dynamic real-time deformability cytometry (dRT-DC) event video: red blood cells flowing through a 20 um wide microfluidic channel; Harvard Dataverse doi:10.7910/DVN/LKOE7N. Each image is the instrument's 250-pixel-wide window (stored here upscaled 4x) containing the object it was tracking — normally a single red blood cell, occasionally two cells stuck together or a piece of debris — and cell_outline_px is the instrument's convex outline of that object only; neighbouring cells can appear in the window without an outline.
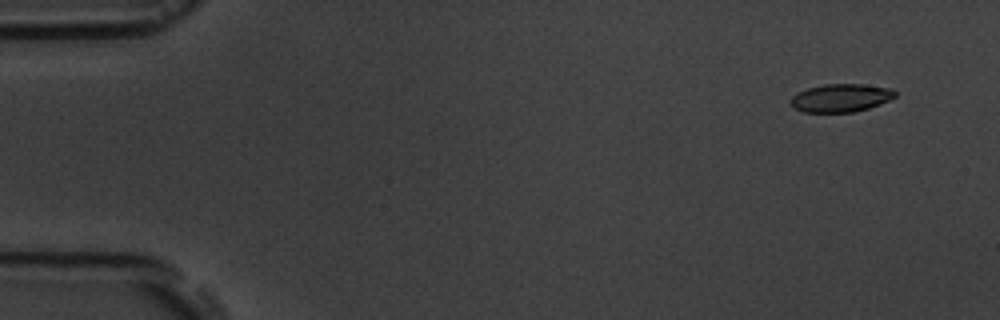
{"species": "common noctule bat (a hibernating species)", "species_latin": "Nyctalus noctula", "temperature_condition": "room temperature", "stored_images_in_passage": 5, "segment_of_instrument_passage": [1, 2], "camera_frame_rate_fps": 3000, "um_per_image_px": 0.085, "animal": {"sex": "male", "body_mass_g": 19.5, "forearm_length_mm": 54.6}, "frame": {"image": 1, "passage_image": 1, "time_ms": 0.0, "image_size_px": [1000, 320], "cell_outline_px": [[896, 96], [880, 104], [868, 108], [852, 112], [804, 112], [796, 108], [788, 100], [796, 92], [808, 88], [824, 84], [864, 84], [892, 88], [896, 92]], "centroid_in_image_um": [71.47, 8.31], "position_along_channel_um": 13.5, "area_um2": 17.11}}